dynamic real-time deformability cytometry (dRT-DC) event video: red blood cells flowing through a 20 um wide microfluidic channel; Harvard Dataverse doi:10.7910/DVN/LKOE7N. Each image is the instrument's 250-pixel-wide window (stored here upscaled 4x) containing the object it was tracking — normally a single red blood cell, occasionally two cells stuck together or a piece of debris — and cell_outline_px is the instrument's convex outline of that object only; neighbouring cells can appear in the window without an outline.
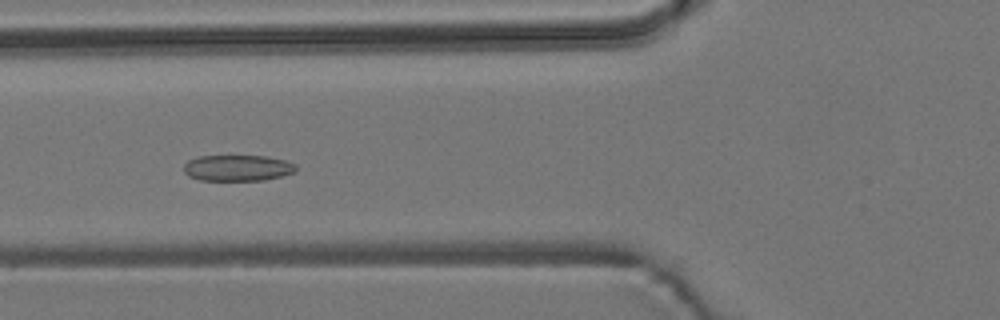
{"species": "common noctule bat (a hibernating species)", "species_latin": "Nyctalus noctula", "temperature_condition": "room temperature", "stored_images_in_passage": 7, "camera_frame_rate_fps": 3000, "um_per_image_px": 0.085, "animal": {"sex": "male", "body_mass_g": 19.2, "forearm_length_mm": 51.8}, "frame": {"image": 1, "passage_image": 5, "time_ms": 4.667, "image_size_px": [1000, 320], "cell_outline_px": [[296, 168], [292, 172], [280, 176], [264, 180], [200, 180], [188, 176], [184, 172], [184, 164], [188, 160], [196, 156], [268, 156], [284, 160], [296, 164]], "centroid_in_image_um": [20.15, 14.27], "position_along_channel_um": 105.7, "area_um2": 16.99}}
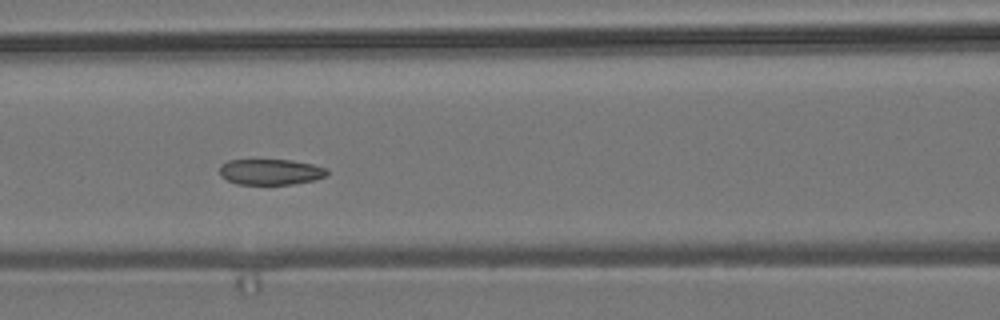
{"frame": {"image": 2, "passage_image": 6, "time_ms": 5.667, "image_size_px": [1000, 320], "cell_outline_px": [[328, 176], [316, 180], [292, 184], [236, 184], [220, 176], [220, 164], [228, 160], [292, 160], [312, 164], [328, 168]], "centroid_in_image_um": [23.03, 14.61], "position_along_channel_um": 143.6, "area_um2": 16.3}}
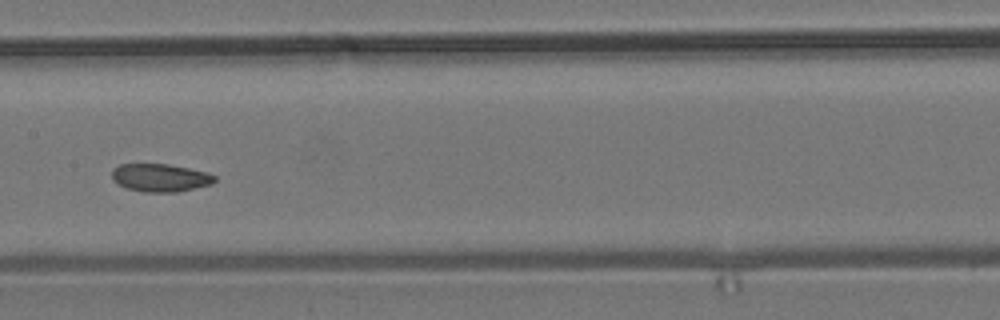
{"frame": {"image": 3, "passage_image": 7, "time_ms": 7.0, "image_size_px": [1000, 320], "cell_outline_px": [[216, 180], [212, 184], [176, 192], [144, 192], [128, 188], [112, 180], [112, 168], [120, 164], [168, 164], [208, 172], [216, 176]], "centroid_in_image_um": [13.63, 15.1], "position_along_channel_um": 193.8, "area_um2": 16.7}}